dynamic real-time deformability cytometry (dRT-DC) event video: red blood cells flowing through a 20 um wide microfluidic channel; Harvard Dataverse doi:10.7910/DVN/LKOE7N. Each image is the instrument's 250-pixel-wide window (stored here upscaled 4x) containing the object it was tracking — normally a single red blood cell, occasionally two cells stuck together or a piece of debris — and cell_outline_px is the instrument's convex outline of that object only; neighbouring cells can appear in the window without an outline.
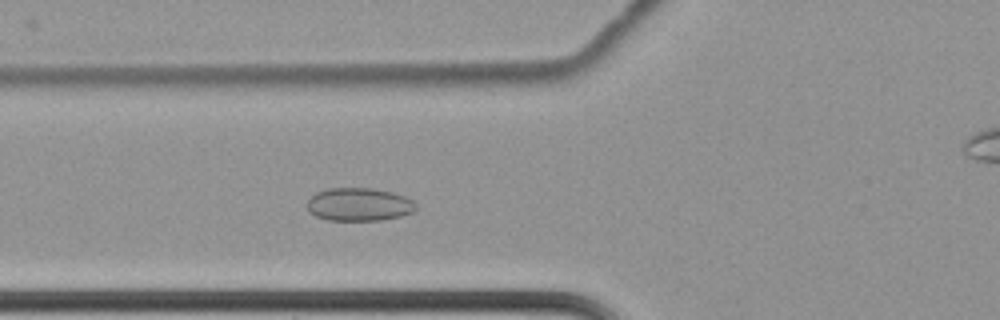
{"species": "common noctule bat (a hibernating species)", "species_latin": "Nyctalus noctula", "temperature_condition": "cold", "stored_images_in_passage": 61, "camera_frame_rate_fps": 3000, "um_per_image_px": 0.085, "animal": {"sex": "female", "body_mass_g": 22.7, "forearm_length_mm": 54.2}, "frame": {"image": 1, "passage_image": 23, "time_ms": 7.333, "image_size_px": [1000, 320], "cell_outline_px": [[416, 208], [412, 212], [400, 216], [380, 220], [328, 220], [316, 216], [308, 212], [308, 200], [316, 192], [328, 188], [372, 188], [392, 192], [404, 196], [412, 200], [416, 204]], "centroid_in_image_um": [30.5, 17.37], "position_along_channel_um": 95.3, "area_um2": 20.92}}
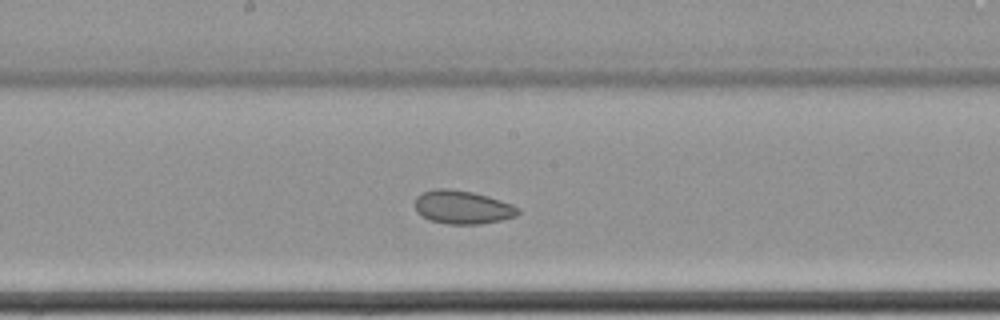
{"frame": {"image": 2, "passage_image": 33, "time_ms": 10.667, "image_size_px": [1000, 320], "cell_outline_px": [[520, 212], [516, 216], [500, 220], [480, 224], [448, 224], [432, 220], [420, 216], [416, 212], [416, 196], [420, 192], [432, 188], [448, 188], [472, 192], [488, 196], [512, 204], [520, 208]], "centroid_in_image_um": [39.29, 17.6], "position_along_channel_um": 208.9, "area_um2": 20.23}}
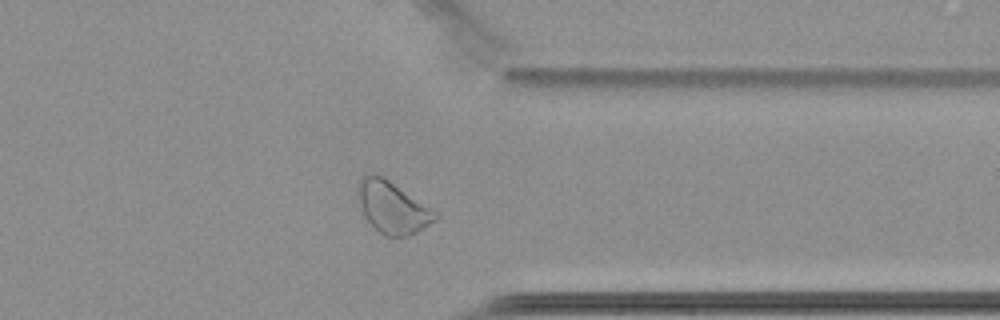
{"frame": {"image": 3, "passage_image": 48, "time_ms": 15.667, "image_size_px": [1000, 320], "cell_outline_px": [[440, 216], [436, 220], [416, 232], [408, 236], [384, 236], [364, 216], [356, 188], [360, 180], [368, 172], [372, 172], [384, 176], [436, 212]], "centroid_in_image_um": [33.35, 17.6], "position_along_channel_um": 378.1, "area_um2": 23.12}, "authors_computed_cell_mechanics": {"area_um2": 24.4494, "velocity_mm_per_s": 3.4155, "shape_relaxation_time_tau1_ms": 3.8531, "shape_relaxation_time_tau2_ms": 3.3398, "deformation_change_tau1": 0.0324, "deformation_change_tau2": 0.0593}}